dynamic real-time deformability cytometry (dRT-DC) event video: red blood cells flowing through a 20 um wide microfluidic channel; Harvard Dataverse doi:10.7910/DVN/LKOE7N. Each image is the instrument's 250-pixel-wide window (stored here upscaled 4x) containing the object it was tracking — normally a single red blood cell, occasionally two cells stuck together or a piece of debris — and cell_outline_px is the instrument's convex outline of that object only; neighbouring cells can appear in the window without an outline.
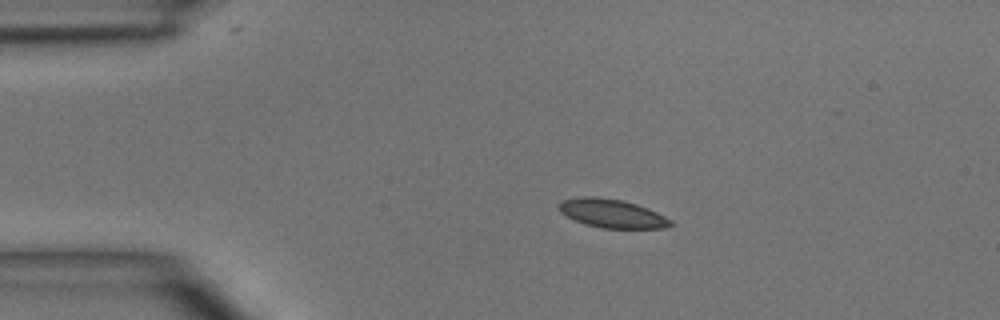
{"species": "common noctule bat (a hibernating species)", "species_latin": "Nyctalus noctula", "temperature_condition": "room temperature", "stored_images_in_passage": 3, "camera_frame_rate_fps": 3000, "um_per_image_px": 0.085, "animal": {"sex": "male", "body_mass_g": 15.6}, "frame": {"image": 1, "passage_image": 1, "time_ms": 0.0, "image_size_px": [1000, 320], "cell_outline_px": [[676, 224], [668, 228], [604, 228], [584, 224], [564, 216], [560, 212], [560, 204], [564, 200], [580, 196], [596, 196], [624, 200], [648, 208], [672, 220]], "centroid_in_image_um": [52.05, 18.15], "position_along_channel_um": 32.9, "area_um2": 18.79}}
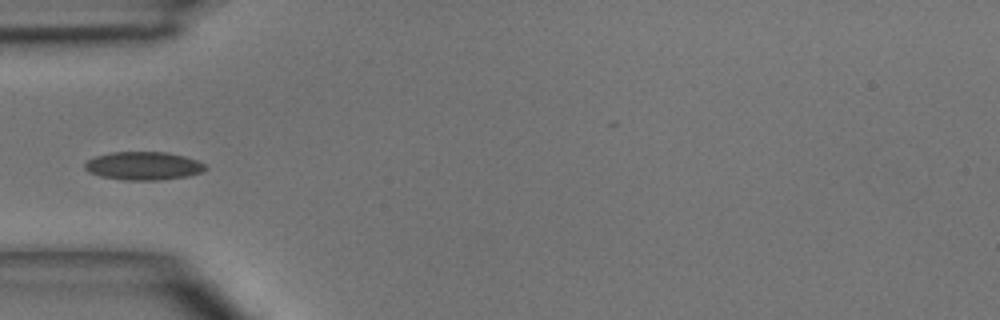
{"frame": {"image": 2, "passage_image": 3, "time_ms": 2.0, "image_size_px": [1000, 320], "cell_outline_px": [[208, 168], [200, 172], [188, 176], [160, 180], [124, 180], [100, 176], [88, 172], [84, 168], [84, 164], [88, 160], [96, 156], [112, 152], [168, 152], [184, 156], [196, 160], [204, 164]], "centroid_in_image_um": [12.18, 14.1], "position_along_channel_um": 72.8, "area_um2": 19.83}}